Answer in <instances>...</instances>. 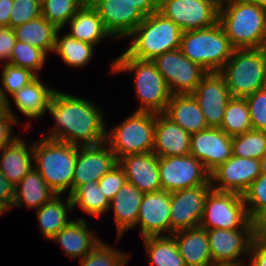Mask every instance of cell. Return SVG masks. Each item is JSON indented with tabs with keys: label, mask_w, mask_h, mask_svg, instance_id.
Here are the masks:
<instances>
[{
	"label": "cell",
	"mask_w": 266,
	"mask_h": 266,
	"mask_svg": "<svg viewBox=\"0 0 266 266\" xmlns=\"http://www.w3.org/2000/svg\"><path fill=\"white\" fill-rule=\"evenodd\" d=\"M47 111L54 117L56 126L43 138L78 146L105 142L104 114L90 100L56 90Z\"/></svg>",
	"instance_id": "obj_1"
},
{
	"label": "cell",
	"mask_w": 266,
	"mask_h": 266,
	"mask_svg": "<svg viewBox=\"0 0 266 266\" xmlns=\"http://www.w3.org/2000/svg\"><path fill=\"white\" fill-rule=\"evenodd\" d=\"M235 49L262 48L266 39V8L248 0L219 5V20Z\"/></svg>",
	"instance_id": "obj_2"
},
{
	"label": "cell",
	"mask_w": 266,
	"mask_h": 266,
	"mask_svg": "<svg viewBox=\"0 0 266 266\" xmlns=\"http://www.w3.org/2000/svg\"><path fill=\"white\" fill-rule=\"evenodd\" d=\"M78 145L41 138L33 142V163L49 187L57 194H72Z\"/></svg>",
	"instance_id": "obj_3"
},
{
	"label": "cell",
	"mask_w": 266,
	"mask_h": 266,
	"mask_svg": "<svg viewBox=\"0 0 266 266\" xmlns=\"http://www.w3.org/2000/svg\"><path fill=\"white\" fill-rule=\"evenodd\" d=\"M183 31L159 11L144 20L127 36L132 43L124 52L128 57L152 61L155 57L180 48Z\"/></svg>",
	"instance_id": "obj_4"
},
{
	"label": "cell",
	"mask_w": 266,
	"mask_h": 266,
	"mask_svg": "<svg viewBox=\"0 0 266 266\" xmlns=\"http://www.w3.org/2000/svg\"><path fill=\"white\" fill-rule=\"evenodd\" d=\"M110 65V74L124 71L135 74V91L141 103L136 111L156 114L165 112L172 94L152 61L134 59L123 53Z\"/></svg>",
	"instance_id": "obj_5"
},
{
	"label": "cell",
	"mask_w": 266,
	"mask_h": 266,
	"mask_svg": "<svg viewBox=\"0 0 266 266\" xmlns=\"http://www.w3.org/2000/svg\"><path fill=\"white\" fill-rule=\"evenodd\" d=\"M179 49L207 72H220L235 50L219 22L206 29L184 31Z\"/></svg>",
	"instance_id": "obj_6"
},
{
	"label": "cell",
	"mask_w": 266,
	"mask_h": 266,
	"mask_svg": "<svg viewBox=\"0 0 266 266\" xmlns=\"http://www.w3.org/2000/svg\"><path fill=\"white\" fill-rule=\"evenodd\" d=\"M220 73L231 97L246 98L266 87V52L263 48L235 49Z\"/></svg>",
	"instance_id": "obj_7"
},
{
	"label": "cell",
	"mask_w": 266,
	"mask_h": 266,
	"mask_svg": "<svg viewBox=\"0 0 266 266\" xmlns=\"http://www.w3.org/2000/svg\"><path fill=\"white\" fill-rule=\"evenodd\" d=\"M156 115L135 110L112 131H106L105 142L118 160L131 154L153 152Z\"/></svg>",
	"instance_id": "obj_8"
},
{
	"label": "cell",
	"mask_w": 266,
	"mask_h": 266,
	"mask_svg": "<svg viewBox=\"0 0 266 266\" xmlns=\"http://www.w3.org/2000/svg\"><path fill=\"white\" fill-rule=\"evenodd\" d=\"M199 227L203 229H263L247 214L243 195L211 189Z\"/></svg>",
	"instance_id": "obj_9"
},
{
	"label": "cell",
	"mask_w": 266,
	"mask_h": 266,
	"mask_svg": "<svg viewBox=\"0 0 266 266\" xmlns=\"http://www.w3.org/2000/svg\"><path fill=\"white\" fill-rule=\"evenodd\" d=\"M219 5L216 0H159L158 11L184 32L214 26Z\"/></svg>",
	"instance_id": "obj_10"
},
{
	"label": "cell",
	"mask_w": 266,
	"mask_h": 266,
	"mask_svg": "<svg viewBox=\"0 0 266 266\" xmlns=\"http://www.w3.org/2000/svg\"><path fill=\"white\" fill-rule=\"evenodd\" d=\"M158 165L161 188L170 193L210 181V173L191 154L158 157Z\"/></svg>",
	"instance_id": "obj_11"
},
{
	"label": "cell",
	"mask_w": 266,
	"mask_h": 266,
	"mask_svg": "<svg viewBox=\"0 0 266 266\" xmlns=\"http://www.w3.org/2000/svg\"><path fill=\"white\" fill-rule=\"evenodd\" d=\"M152 63L164 77L172 95L192 94L208 73L202 66L190 61L180 49L157 56Z\"/></svg>",
	"instance_id": "obj_12"
},
{
	"label": "cell",
	"mask_w": 266,
	"mask_h": 266,
	"mask_svg": "<svg viewBox=\"0 0 266 266\" xmlns=\"http://www.w3.org/2000/svg\"><path fill=\"white\" fill-rule=\"evenodd\" d=\"M213 264H240L263 229H206ZM240 258V260L238 259Z\"/></svg>",
	"instance_id": "obj_13"
},
{
	"label": "cell",
	"mask_w": 266,
	"mask_h": 266,
	"mask_svg": "<svg viewBox=\"0 0 266 266\" xmlns=\"http://www.w3.org/2000/svg\"><path fill=\"white\" fill-rule=\"evenodd\" d=\"M212 189L211 180L201 186L171 193L170 234L197 228L200 225L207 194Z\"/></svg>",
	"instance_id": "obj_14"
},
{
	"label": "cell",
	"mask_w": 266,
	"mask_h": 266,
	"mask_svg": "<svg viewBox=\"0 0 266 266\" xmlns=\"http://www.w3.org/2000/svg\"><path fill=\"white\" fill-rule=\"evenodd\" d=\"M260 175V160L232 155L210 174V180L216 191L243 195Z\"/></svg>",
	"instance_id": "obj_15"
},
{
	"label": "cell",
	"mask_w": 266,
	"mask_h": 266,
	"mask_svg": "<svg viewBox=\"0 0 266 266\" xmlns=\"http://www.w3.org/2000/svg\"><path fill=\"white\" fill-rule=\"evenodd\" d=\"M208 127L220 128L228 101L232 98L220 72H208L192 93Z\"/></svg>",
	"instance_id": "obj_16"
},
{
	"label": "cell",
	"mask_w": 266,
	"mask_h": 266,
	"mask_svg": "<svg viewBox=\"0 0 266 266\" xmlns=\"http://www.w3.org/2000/svg\"><path fill=\"white\" fill-rule=\"evenodd\" d=\"M211 174L232 155V137L220 128L199 131L191 135L190 153Z\"/></svg>",
	"instance_id": "obj_17"
},
{
	"label": "cell",
	"mask_w": 266,
	"mask_h": 266,
	"mask_svg": "<svg viewBox=\"0 0 266 266\" xmlns=\"http://www.w3.org/2000/svg\"><path fill=\"white\" fill-rule=\"evenodd\" d=\"M117 164L118 159L106 142L100 145L78 146L72 193L88 181H99Z\"/></svg>",
	"instance_id": "obj_18"
},
{
	"label": "cell",
	"mask_w": 266,
	"mask_h": 266,
	"mask_svg": "<svg viewBox=\"0 0 266 266\" xmlns=\"http://www.w3.org/2000/svg\"><path fill=\"white\" fill-rule=\"evenodd\" d=\"M98 11L106 30L114 39L127 37L144 15L126 0H88Z\"/></svg>",
	"instance_id": "obj_19"
},
{
	"label": "cell",
	"mask_w": 266,
	"mask_h": 266,
	"mask_svg": "<svg viewBox=\"0 0 266 266\" xmlns=\"http://www.w3.org/2000/svg\"><path fill=\"white\" fill-rule=\"evenodd\" d=\"M171 193L157 191L145 193L139 208L137 225L143 238L166 236L170 232Z\"/></svg>",
	"instance_id": "obj_20"
},
{
	"label": "cell",
	"mask_w": 266,
	"mask_h": 266,
	"mask_svg": "<svg viewBox=\"0 0 266 266\" xmlns=\"http://www.w3.org/2000/svg\"><path fill=\"white\" fill-rule=\"evenodd\" d=\"M123 168L127 182L140 191L153 193L161 191L158 156L153 153H140L124 156L118 160Z\"/></svg>",
	"instance_id": "obj_21"
},
{
	"label": "cell",
	"mask_w": 266,
	"mask_h": 266,
	"mask_svg": "<svg viewBox=\"0 0 266 266\" xmlns=\"http://www.w3.org/2000/svg\"><path fill=\"white\" fill-rule=\"evenodd\" d=\"M190 140L191 135L164 113L156 115L153 153L158 157L188 155Z\"/></svg>",
	"instance_id": "obj_22"
},
{
	"label": "cell",
	"mask_w": 266,
	"mask_h": 266,
	"mask_svg": "<svg viewBox=\"0 0 266 266\" xmlns=\"http://www.w3.org/2000/svg\"><path fill=\"white\" fill-rule=\"evenodd\" d=\"M186 266L213 265L207 230L201 227L176 231L171 235Z\"/></svg>",
	"instance_id": "obj_23"
},
{
	"label": "cell",
	"mask_w": 266,
	"mask_h": 266,
	"mask_svg": "<svg viewBox=\"0 0 266 266\" xmlns=\"http://www.w3.org/2000/svg\"><path fill=\"white\" fill-rule=\"evenodd\" d=\"M50 241L61 244L63 252L73 258L81 260L91 252L102 240L90 231L84 218L72 220Z\"/></svg>",
	"instance_id": "obj_24"
},
{
	"label": "cell",
	"mask_w": 266,
	"mask_h": 266,
	"mask_svg": "<svg viewBox=\"0 0 266 266\" xmlns=\"http://www.w3.org/2000/svg\"><path fill=\"white\" fill-rule=\"evenodd\" d=\"M143 192L126 182L110 201L117 227V240L129 229L136 227Z\"/></svg>",
	"instance_id": "obj_25"
},
{
	"label": "cell",
	"mask_w": 266,
	"mask_h": 266,
	"mask_svg": "<svg viewBox=\"0 0 266 266\" xmlns=\"http://www.w3.org/2000/svg\"><path fill=\"white\" fill-rule=\"evenodd\" d=\"M164 114L190 135L209 128L192 94L172 95Z\"/></svg>",
	"instance_id": "obj_26"
},
{
	"label": "cell",
	"mask_w": 266,
	"mask_h": 266,
	"mask_svg": "<svg viewBox=\"0 0 266 266\" xmlns=\"http://www.w3.org/2000/svg\"><path fill=\"white\" fill-rule=\"evenodd\" d=\"M27 144L20 137L3 147L0 152V170L14 186L30 171L33 163V142Z\"/></svg>",
	"instance_id": "obj_27"
},
{
	"label": "cell",
	"mask_w": 266,
	"mask_h": 266,
	"mask_svg": "<svg viewBox=\"0 0 266 266\" xmlns=\"http://www.w3.org/2000/svg\"><path fill=\"white\" fill-rule=\"evenodd\" d=\"M37 76L29 84L12 95L17 109L27 118L35 119L44 116L50 106L55 89L48 88Z\"/></svg>",
	"instance_id": "obj_28"
},
{
	"label": "cell",
	"mask_w": 266,
	"mask_h": 266,
	"mask_svg": "<svg viewBox=\"0 0 266 266\" xmlns=\"http://www.w3.org/2000/svg\"><path fill=\"white\" fill-rule=\"evenodd\" d=\"M67 24L71 28V31L67 33L70 37L94 46L102 39L111 36L103 25L98 11L88 0Z\"/></svg>",
	"instance_id": "obj_29"
},
{
	"label": "cell",
	"mask_w": 266,
	"mask_h": 266,
	"mask_svg": "<svg viewBox=\"0 0 266 266\" xmlns=\"http://www.w3.org/2000/svg\"><path fill=\"white\" fill-rule=\"evenodd\" d=\"M57 194L45 182L33 166L30 171L15 185V196L12 207L40 208Z\"/></svg>",
	"instance_id": "obj_30"
},
{
	"label": "cell",
	"mask_w": 266,
	"mask_h": 266,
	"mask_svg": "<svg viewBox=\"0 0 266 266\" xmlns=\"http://www.w3.org/2000/svg\"><path fill=\"white\" fill-rule=\"evenodd\" d=\"M64 203L60 195H56L49 202L43 204L36 209V216L38 217L39 227L44 238L51 240L70 222L68 221V209H73V203L70 195H67V200Z\"/></svg>",
	"instance_id": "obj_31"
},
{
	"label": "cell",
	"mask_w": 266,
	"mask_h": 266,
	"mask_svg": "<svg viewBox=\"0 0 266 266\" xmlns=\"http://www.w3.org/2000/svg\"><path fill=\"white\" fill-rule=\"evenodd\" d=\"M13 30L17 41L31 44L47 54L54 51L56 35L60 29L41 15Z\"/></svg>",
	"instance_id": "obj_32"
},
{
	"label": "cell",
	"mask_w": 266,
	"mask_h": 266,
	"mask_svg": "<svg viewBox=\"0 0 266 266\" xmlns=\"http://www.w3.org/2000/svg\"><path fill=\"white\" fill-rule=\"evenodd\" d=\"M151 266H186L171 235L143 238Z\"/></svg>",
	"instance_id": "obj_33"
},
{
	"label": "cell",
	"mask_w": 266,
	"mask_h": 266,
	"mask_svg": "<svg viewBox=\"0 0 266 266\" xmlns=\"http://www.w3.org/2000/svg\"><path fill=\"white\" fill-rule=\"evenodd\" d=\"M60 32L61 29L57 32L53 52L59 54L68 66L78 68L87 65L92 59L94 45L79 41L68 34L59 38Z\"/></svg>",
	"instance_id": "obj_34"
},
{
	"label": "cell",
	"mask_w": 266,
	"mask_h": 266,
	"mask_svg": "<svg viewBox=\"0 0 266 266\" xmlns=\"http://www.w3.org/2000/svg\"><path fill=\"white\" fill-rule=\"evenodd\" d=\"M73 208L78 205L84 212L99 217L109 211L110 202L99 189L98 181H88L80 185L71 195Z\"/></svg>",
	"instance_id": "obj_35"
},
{
	"label": "cell",
	"mask_w": 266,
	"mask_h": 266,
	"mask_svg": "<svg viewBox=\"0 0 266 266\" xmlns=\"http://www.w3.org/2000/svg\"><path fill=\"white\" fill-rule=\"evenodd\" d=\"M220 129L230 137L252 130L249 107L245 98L232 97L228 101Z\"/></svg>",
	"instance_id": "obj_36"
},
{
	"label": "cell",
	"mask_w": 266,
	"mask_h": 266,
	"mask_svg": "<svg viewBox=\"0 0 266 266\" xmlns=\"http://www.w3.org/2000/svg\"><path fill=\"white\" fill-rule=\"evenodd\" d=\"M249 218L266 229V175L261 174L243 194Z\"/></svg>",
	"instance_id": "obj_37"
},
{
	"label": "cell",
	"mask_w": 266,
	"mask_h": 266,
	"mask_svg": "<svg viewBox=\"0 0 266 266\" xmlns=\"http://www.w3.org/2000/svg\"><path fill=\"white\" fill-rule=\"evenodd\" d=\"M234 156L261 160L266 155V132L249 130L232 137Z\"/></svg>",
	"instance_id": "obj_38"
},
{
	"label": "cell",
	"mask_w": 266,
	"mask_h": 266,
	"mask_svg": "<svg viewBox=\"0 0 266 266\" xmlns=\"http://www.w3.org/2000/svg\"><path fill=\"white\" fill-rule=\"evenodd\" d=\"M86 0H45L41 4L42 16L62 29Z\"/></svg>",
	"instance_id": "obj_39"
},
{
	"label": "cell",
	"mask_w": 266,
	"mask_h": 266,
	"mask_svg": "<svg viewBox=\"0 0 266 266\" xmlns=\"http://www.w3.org/2000/svg\"><path fill=\"white\" fill-rule=\"evenodd\" d=\"M47 54L31 44L16 41L15 46L10 57L9 64L21 68L30 69L33 73L39 76L38 70H40L45 61Z\"/></svg>",
	"instance_id": "obj_40"
},
{
	"label": "cell",
	"mask_w": 266,
	"mask_h": 266,
	"mask_svg": "<svg viewBox=\"0 0 266 266\" xmlns=\"http://www.w3.org/2000/svg\"><path fill=\"white\" fill-rule=\"evenodd\" d=\"M2 69V84L6 91L0 86V96L4 103L8 101L6 92L12 96L15 92L22 89L37 77L30 69L13 66L11 64H4Z\"/></svg>",
	"instance_id": "obj_41"
},
{
	"label": "cell",
	"mask_w": 266,
	"mask_h": 266,
	"mask_svg": "<svg viewBox=\"0 0 266 266\" xmlns=\"http://www.w3.org/2000/svg\"><path fill=\"white\" fill-rule=\"evenodd\" d=\"M129 259L128 254L114 249L101 241L82 260L80 266H125Z\"/></svg>",
	"instance_id": "obj_42"
},
{
	"label": "cell",
	"mask_w": 266,
	"mask_h": 266,
	"mask_svg": "<svg viewBox=\"0 0 266 266\" xmlns=\"http://www.w3.org/2000/svg\"><path fill=\"white\" fill-rule=\"evenodd\" d=\"M41 15V4L37 0H13L9 27L15 28Z\"/></svg>",
	"instance_id": "obj_43"
},
{
	"label": "cell",
	"mask_w": 266,
	"mask_h": 266,
	"mask_svg": "<svg viewBox=\"0 0 266 266\" xmlns=\"http://www.w3.org/2000/svg\"><path fill=\"white\" fill-rule=\"evenodd\" d=\"M245 99L249 107L252 129L266 132V87Z\"/></svg>",
	"instance_id": "obj_44"
},
{
	"label": "cell",
	"mask_w": 266,
	"mask_h": 266,
	"mask_svg": "<svg viewBox=\"0 0 266 266\" xmlns=\"http://www.w3.org/2000/svg\"><path fill=\"white\" fill-rule=\"evenodd\" d=\"M99 189H102L104 195L110 202L121 187L127 182L123 168L117 164L99 181Z\"/></svg>",
	"instance_id": "obj_45"
},
{
	"label": "cell",
	"mask_w": 266,
	"mask_h": 266,
	"mask_svg": "<svg viewBox=\"0 0 266 266\" xmlns=\"http://www.w3.org/2000/svg\"><path fill=\"white\" fill-rule=\"evenodd\" d=\"M9 103L10 100L5 103V109L0 113V150L18 137L12 136V125L19 123Z\"/></svg>",
	"instance_id": "obj_46"
},
{
	"label": "cell",
	"mask_w": 266,
	"mask_h": 266,
	"mask_svg": "<svg viewBox=\"0 0 266 266\" xmlns=\"http://www.w3.org/2000/svg\"><path fill=\"white\" fill-rule=\"evenodd\" d=\"M248 256L250 266H266V229L254 239Z\"/></svg>",
	"instance_id": "obj_47"
},
{
	"label": "cell",
	"mask_w": 266,
	"mask_h": 266,
	"mask_svg": "<svg viewBox=\"0 0 266 266\" xmlns=\"http://www.w3.org/2000/svg\"><path fill=\"white\" fill-rule=\"evenodd\" d=\"M16 37L13 28L9 26L0 27V60H6L5 64H9L13 47L16 44Z\"/></svg>",
	"instance_id": "obj_48"
},
{
	"label": "cell",
	"mask_w": 266,
	"mask_h": 266,
	"mask_svg": "<svg viewBox=\"0 0 266 266\" xmlns=\"http://www.w3.org/2000/svg\"><path fill=\"white\" fill-rule=\"evenodd\" d=\"M15 186L9 182L0 170V206L10 210L14 201Z\"/></svg>",
	"instance_id": "obj_49"
},
{
	"label": "cell",
	"mask_w": 266,
	"mask_h": 266,
	"mask_svg": "<svg viewBox=\"0 0 266 266\" xmlns=\"http://www.w3.org/2000/svg\"><path fill=\"white\" fill-rule=\"evenodd\" d=\"M133 4L145 17L158 11L159 0H126Z\"/></svg>",
	"instance_id": "obj_50"
},
{
	"label": "cell",
	"mask_w": 266,
	"mask_h": 266,
	"mask_svg": "<svg viewBox=\"0 0 266 266\" xmlns=\"http://www.w3.org/2000/svg\"><path fill=\"white\" fill-rule=\"evenodd\" d=\"M13 0H0V27L9 26Z\"/></svg>",
	"instance_id": "obj_51"
},
{
	"label": "cell",
	"mask_w": 266,
	"mask_h": 266,
	"mask_svg": "<svg viewBox=\"0 0 266 266\" xmlns=\"http://www.w3.org/2000/svg\"><path fill=\"white\" fill-rule=\"evenodd\" d=\"M261 174L266 175V155L260 160Z\"/></svg>",
	"instance_id": "obj_52"
},
{
	"label": "cell",
	"mask_w": 266,
	"mask_h": 266,
	"mask_svg": "<svg viewBox=\"0 0 266 266\" xmlns=\"http://www.w3.org/2000/svg\"><path fill=\"white\" fill-rule=\"evenodd\" d=\"M250 2H253L261 7L266 8V0H248Z\"/></svg>",
	"instance_id": "obj_53"
},
{
	"label": "cell",
	"mask_w": 266,
	"mask_h": 266,
	"mask_svg": "<svg viewBox=\"0 0 266 266\" xmlns=\"http://www.w3.org/2000/svg\"><path fill=\"white\" fill-rule=\"evenodd\" d=\"M211 266H243V265H240V264H213Z\"/></svg>",
	"instance_id": "obj_54"
},
{
	"label": "cell",
	"mask_w": 266,
	"mask_h": 266,
	"mask_svg": "<svg viewBox=\"0 0 266 266\" xmlns=\"http://www.w3.org/2000/svg\"><path fill=\"white\" fill-rule=\"evenodd\" d=\"M5 109V103L2 101L0 96V113Z\"/></svg>",
	"instance_id": "obj_55"
},
{
	"label": "cell",
	"mask_w": 266,
	"mask_h": 266,
	"mask_svg": "<svg viewBox=\"0 0 266 266\" xmlns=\"http://www.w3.org/2000/svg\"><path fill=\"white\" fill-rule=\"evenodd\" d=\"M7 211L2 207L0 206V217L5 214Z\"/></svg>",
	"instance_id": "obj_56"
},
{
	"label": "cell",
	"mask_w": 266,
	"mask_h": 266,
	"mask_svg": "<svg viewBox=\"0 0 266 266\" xmlns=\"http://www.w3.org/2000/svg\"><path fill=\"white\" fill-rule=\"evenodd\" d=\"M263 50L266 52V39H265V42H264V45H263Z\"/></svg>",
	"instance_id": "obj_57"
},
{
	"label": "cell",
	"mask_w": 266,
	"mask_h": 266,
	"mask_svg": "<svg viewBox=\"0 0 266 266\" xmlns=\"http://www.w3.org/2000/svg\"><path fill=\"white\" fill-rule=\"evenodd\" d=\"M219 4L222 3V2H225L227 0H216Z\"/></svg>",
	"instance_id": "obj_58"
},
{
	"label": "cell",
	"mask_w": 266,
	"mask_h": 266,
	"mask_svg": "<svg viewBox=\"0 0 266 266\" xmlns=\"http://www.w3.org/2000/svg\"><path fill=\"white\" fill-rule=\"evenodd\" d=\"M40 4H42L45 0H37Z\"/></svg>",
	"instance_id": "obj_59"
}]
</instances>
